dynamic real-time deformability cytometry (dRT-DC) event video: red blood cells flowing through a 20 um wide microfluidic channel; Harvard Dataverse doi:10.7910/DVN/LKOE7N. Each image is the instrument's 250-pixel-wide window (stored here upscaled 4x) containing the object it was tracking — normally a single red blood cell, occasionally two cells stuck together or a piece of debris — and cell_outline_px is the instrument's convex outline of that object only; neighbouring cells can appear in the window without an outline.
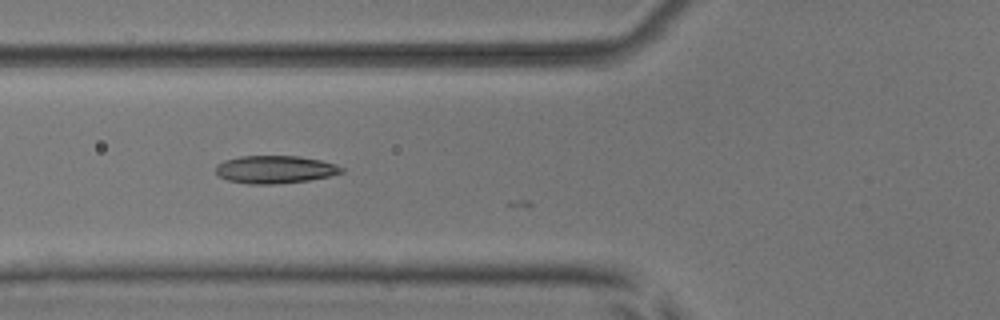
{"species": "common noctule bat (a hibernating species)", "species_latin": "Nyctalus noctula", "temperature_condition": "room temperature", "stored_images_in_passage": 23, "camera_frame_rate_fps": 3000, "um_per_image_px": 0.085, "animal": {"sex": "male", "body_mass_g": 17.9, "forearm_length_mm": 54.2}, "frame": {"image": 1, "passage_image": 20, "time_ms": 6.333, "image_size_px": [1000, 320], "cell_outline_px": [[344, 172], [328, 176], [308, 180], [272, 184], [248, 184], [228, 180], [220, 176], [216, 172], [216, 164], [224, 160], [240, 156], [296, 156], [320, 160], [336, 164], [344, 168]], "centroid_in_image_um": [23.36, 14.4], "position_along_channel_um": 102.4, "area_um2": 20.23}}